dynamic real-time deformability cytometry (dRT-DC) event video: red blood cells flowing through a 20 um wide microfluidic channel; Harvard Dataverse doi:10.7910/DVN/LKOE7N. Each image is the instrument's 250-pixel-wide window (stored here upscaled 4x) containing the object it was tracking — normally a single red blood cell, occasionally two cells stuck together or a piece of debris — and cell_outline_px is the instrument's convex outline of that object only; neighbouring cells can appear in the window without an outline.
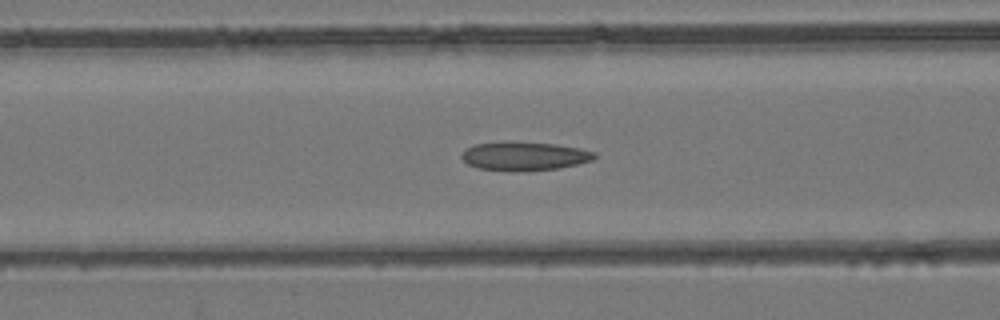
{"species": "common noctule bat (a hibernating species)", "species_latin": "Nyctalus noctula", "temperature_condition": "room temperature", "stored_images_in_passage": 53, "camera_frame_rate_fps": 3000, "um_per_image_px": 0.085, "animal": {"sex": "female", "body_mass_g": 24.6, "forearm_length_mm": 56.2}, "frame": {"image": 1, "passage_image": 22, "time_ms": 7.0, "image_size_px": [1000, 320], "cell_outline_px": [[596, 156], [592, 160], [560, 168], [528, 172], [512, 172], [476, 168], [468, 164], [460, 156], [468, 148], [476, 144], [556, 144], [580, 148], [596, 152]], "centroid_in_image_um": [44.62, 13.33], "position_along_channel_um": 122.0, "area_um2": 21.62}}
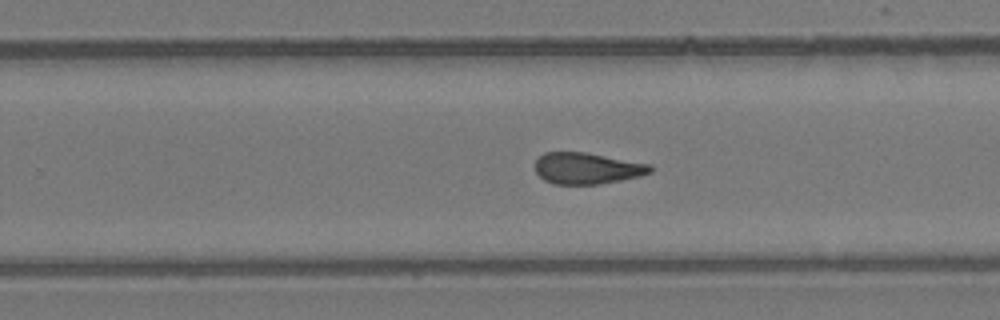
{"frame": {"image": 2, "passage_image": 34, "time_ms": 11.0, "image_size_px": [1000, 320], "cell_outline_px": [[652, 172], [640, 176], [620, 180], [596, 184], [552, 184], [544, 180], [536, 172], [536, 160], [544, 152], [588, 152], [652, 164]], "centroid_in_image_um": [49.92, 14.29], "position_along_channel_um": 279.9, "area_um2": 21.15}}
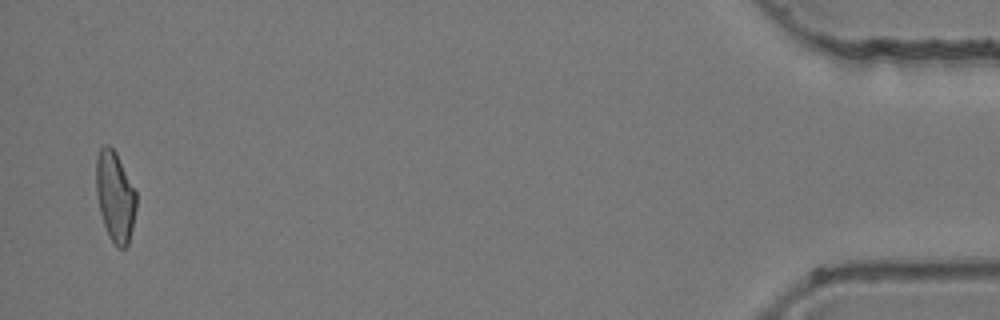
{"frame": {"image": 3, "passage_image": 52, "time_ms": 17.0, "image_size_px": [1000, 320], "cell_outline_px": [[136, 208], [132, 228], [128, 244], [124, 248], [116, 248], [108, 236], [100, 212], [96, 192], [96, 160], [100, 148], [104, 144], [108, 144], [116, 152], [136, 192]], "centroid_in_image_um": [9.77, 16.71], "position_along_channel_um": 425.4, "area_um2": 21.1}, "authors_computed_cell_mechanics": {"area_um2": 21.8484, "velocity_mm_per_s": 3.9547, "shape_relaxation_time_tau1_ms": null, "shape_relaxation_time_tau2_ms": 3.0449, "deformation_change_tau1": null, "deformation_change_tau2": 0.1096}}